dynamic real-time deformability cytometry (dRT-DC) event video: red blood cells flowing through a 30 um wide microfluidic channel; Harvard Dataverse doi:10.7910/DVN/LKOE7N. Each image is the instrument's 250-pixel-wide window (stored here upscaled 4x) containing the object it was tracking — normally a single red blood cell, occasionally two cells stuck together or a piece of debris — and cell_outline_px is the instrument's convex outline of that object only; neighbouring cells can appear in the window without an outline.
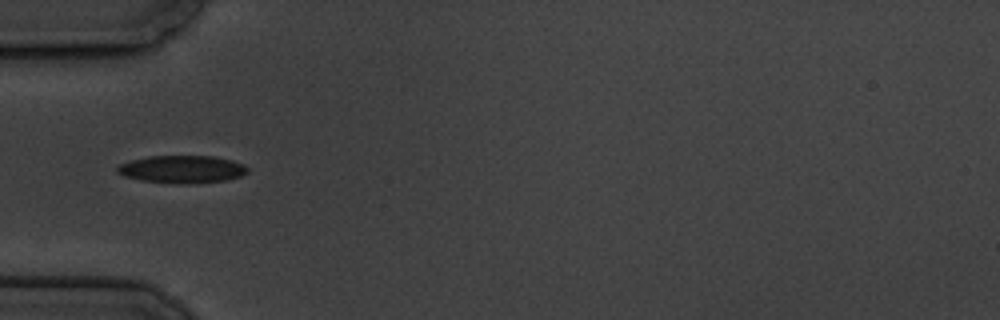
{"species": "common noctule bat (a hibernating species)", "species_latin": "Nyctalus noctula", "temperature_condition": "cold", "stored_images_in_passage": 8, "camera_frame_rate_fps": 3000, "um_per_image_px": 0.085, "animal": {"sex": "male", "body_mass_g": 19.5, "forearm_length_mm": 54.6}, "frame": {"image": 1, "passage_image": 3, "time_ms": 3.333, "image_size_px": [1000, 320], "cell_outline_px": [[248, 172], [240, 176], [228, 180], [196, 184], [144, 180], [124, 176], [116, 172], [116, 168], [120, 164], [132, 160], [148, 156], [212, 156], [232, 160], [244, 164], [248, 168]], "centroid_in_image_um": [15.52, 14.38], "position_along_channel_um": 69.5, "area_um2": 20.81}}
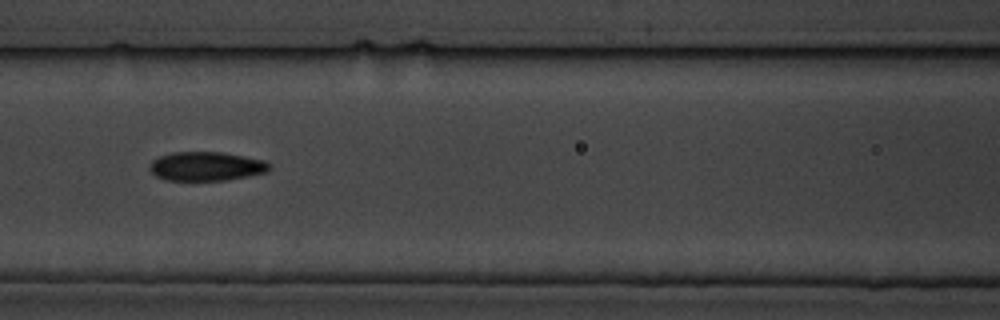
{"frame": {"image": 2, "passage_image": 5, "time_ms": 5.667, "image_size_px": [1000, 320], "cell_outline_px": [[272, 168], [268, 172], [228, 180], [164, 180], [156, 176], [148, 168], [148, 164], [152, 160], [160, 156], [172, 152], [220, 152], [244, 156], [264, 160], [272, 164]], "centroid_in_image_um": [17.54, 14.13], "position_along_channel_um": 149.1, "area_um2": 20.46}}
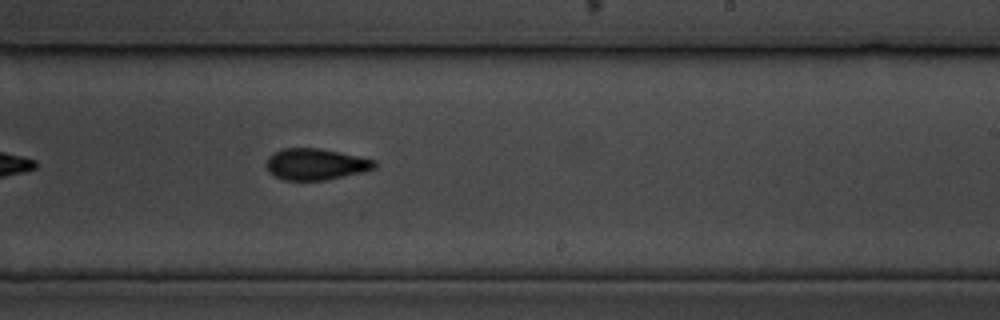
{"frame": {"image": 3, "passage_image": 8, "time_ms": 9.0, "image_size_px": [1000, 320], "cell_outline_px": [[376, 168], [360, 172], [324, 180], [284, 180], [272, 176], [268, 172], [268, 156], [272, 152], [280, 148], [320, 148], [340, 152], [376, 160]], "centroid_in_image_um": [26.8, 13.94], "position_along_channel_um": 262.2, "area_um2": 19.77}}